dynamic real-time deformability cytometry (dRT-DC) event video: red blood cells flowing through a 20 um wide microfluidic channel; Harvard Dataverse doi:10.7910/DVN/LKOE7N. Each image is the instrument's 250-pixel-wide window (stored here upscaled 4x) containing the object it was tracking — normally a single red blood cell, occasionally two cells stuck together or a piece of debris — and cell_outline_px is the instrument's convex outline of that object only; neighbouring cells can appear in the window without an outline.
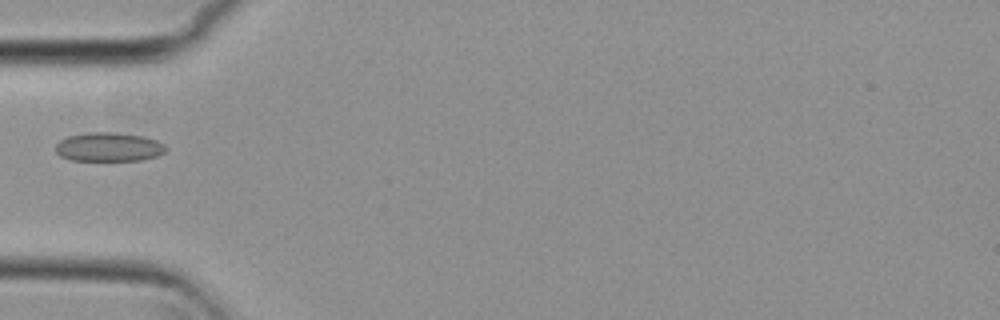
{"species": "common noctule bat (a hibernating species)", "species_latin": "Nyctalus noctula", "temperature_condition": "cold", "stored_images_in_passage": 5, "camera_frame_rate_fps": 3000, "um_per_image_px": 0.085, "animal": {"sex": "female", "body_mass_g": 29.2, "forearm_length_mm": 56.3}, "frame": {"image": 1, "passage_image": 5, "time_ms": 1.333, "image_size_px": [1000, 320], "cell_outline_px": [[168, 148], [164, 152], [156, 156], [140, 160], [72, 160], [60, 156], [56, 152], [56, 144], [60, 140], [68, 136], [88, 132], [116, 132], [144, 136], [156, 140], [164, 144]], "centroid_in_image_um": [9.25, 12.48], "position_along_channel_um": 75.8, "area_um2": 18.61}}